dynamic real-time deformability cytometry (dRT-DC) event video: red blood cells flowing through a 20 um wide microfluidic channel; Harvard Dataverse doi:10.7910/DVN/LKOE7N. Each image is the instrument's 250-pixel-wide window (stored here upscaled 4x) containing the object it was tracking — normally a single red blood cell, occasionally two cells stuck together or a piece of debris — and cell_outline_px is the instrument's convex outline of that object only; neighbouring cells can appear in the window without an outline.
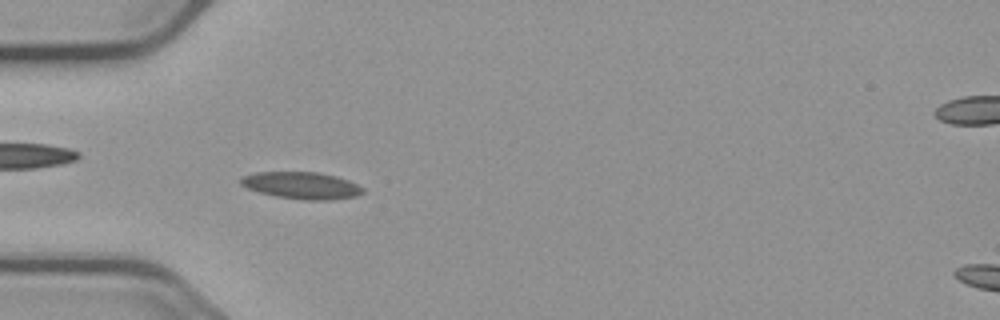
{"species": "common noctule bat (a hibernating species)", "species_latin": "Nyctalus noctula", "temperature_condition": "cold", "stored_images_in_passage": 45, "camera_frame_rate_fps": 3000, "um_per_image_px": 0.085, "animal": {"sex": "male", "body_mass_g": 23.1, "forearm_length_mm": 52.7}, "frame": {"image": 1, "passage_image": 6, "time_ms": 1.667, "image_size_px": [1000, 320], "cell_outline_px": [[364, 192], [356, 196], [332, 200], [304, 200], [276, 196], [260, 192], [248, 188], [240, 184], [240, 180], [244, 176], [256, 172], [316, 172], [336, 176], [348, 180], [364, 188]], "centroid_in_image_um": [25.66, 15.77], "position_along_channel_um": 59.3, "area_um2": 19.07}}
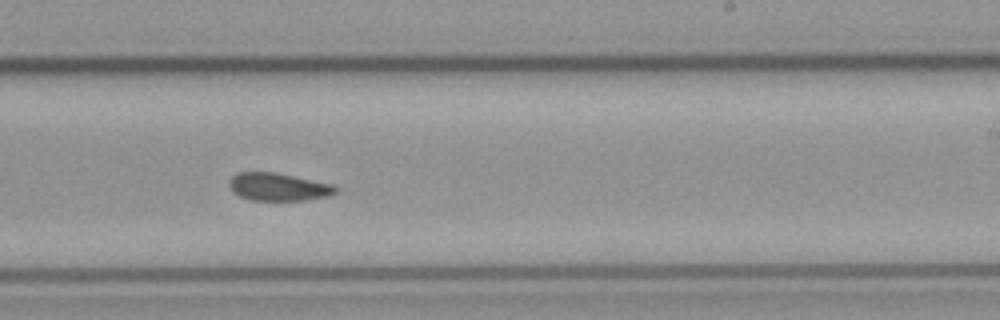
{"frame": {"image": 2, "passage_image": 23, "time_ms": 7.333, "image_size_px": [1000, 320], "cell_outline_px": [[340, 188], [336, 192], [328, 196], [304, 200], [252, 200], [240, 196], [232, 192], [228, 184], [228, 180], [236, 172], [272, 172], [332, 184]], "centroid_in_image_um": [23.62, 15.88], "position_along_channel_um": 265.4, "area_um2": 17.17}}
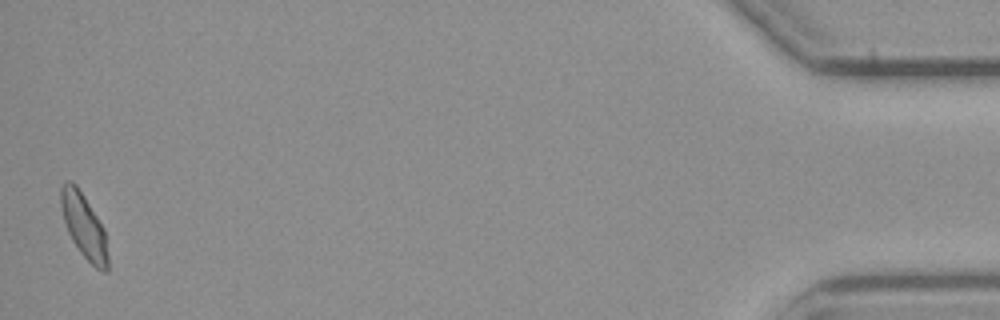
{"frame": {"image": 3, "passage_image": 44, "time_ms": 14.333, "image_size_px": [1000, 320], "cell_outline_px": [[108, 272], [104, 272], [96, 268], [80, 252], [72, 240], [68, 232], [64, 220], [60, 204], [60, 188], [68, 180], [72, 180], [76, 184], [84, 196], [104, 228], [108, 256]], "centroid_in_image_um": [7.13, 19.2], "position_along_channel_um": 428.1, "area_um2": 17.51}, "authors_computed_cell_mechanics": {"area_um2": 17.8602, "velocity_mm_per_s": 3.6973, "shape_relaxation_time_tau1_ms": null, "shape_relaxation_time_tau2_ms": 3.4037, "deformation_change_tau1": null, "deformation_change_tau2": 0.0845}}